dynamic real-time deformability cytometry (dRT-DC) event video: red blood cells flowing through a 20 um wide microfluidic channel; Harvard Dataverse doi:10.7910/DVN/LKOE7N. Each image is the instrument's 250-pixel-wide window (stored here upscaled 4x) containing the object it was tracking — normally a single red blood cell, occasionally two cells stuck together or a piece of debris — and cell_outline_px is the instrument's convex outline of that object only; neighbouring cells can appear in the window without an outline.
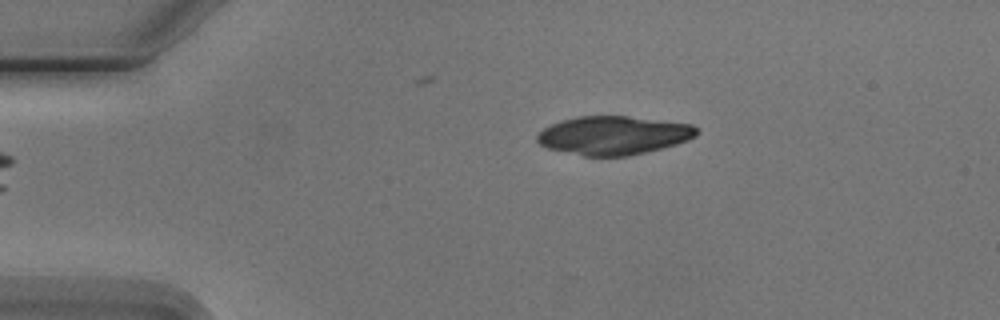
{"species": "Egyptian fruit bat (a non-hibernating species)", "species_latin": "Rousettus aegyptiacus", "temperature_condition": "cold", "stored_images_in_passage": 4, "camera_frame_rate_fps": 3000, "um_per_image_px": 0.085, "animal": {"sex": "male"}, "frame": {"image": 1, "passage_image": 4, "time_ms": 4.333, "image_size_px": [1000, 320], "cell_outline_px": [[700, 132], [696, 136], [688, 140], [676, 144], [628, 156], [584, 156], [548, 148], [540, 144], [536, 140], [536, 136], [544, 128], [560, 120], [576, 116], [628, 116], [692, 124]], "centroid_in_image_um": [52.14, 11.5], "position_along_channel_um": 32.9, "area_um2": 35.78}}